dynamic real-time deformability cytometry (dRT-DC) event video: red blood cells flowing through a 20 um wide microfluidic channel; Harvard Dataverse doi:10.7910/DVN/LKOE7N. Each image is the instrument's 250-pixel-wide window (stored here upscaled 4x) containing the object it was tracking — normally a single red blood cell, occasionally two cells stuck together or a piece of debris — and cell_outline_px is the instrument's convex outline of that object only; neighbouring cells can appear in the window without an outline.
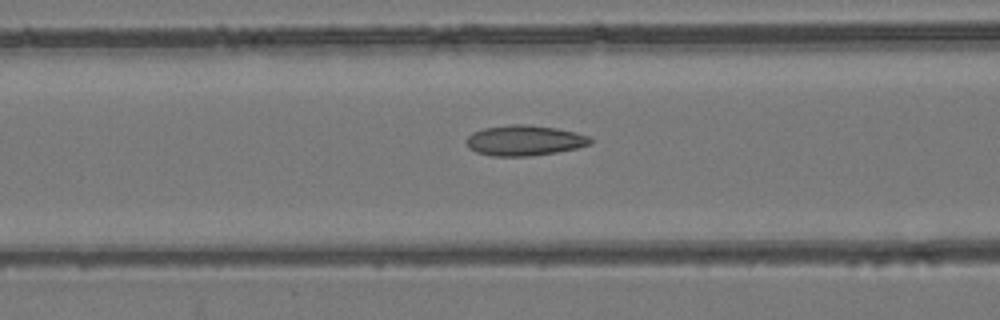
{"species": "common noctule bat (a hibernating species)", "species_latin": "Nyctalus noctula", "temperature_condition": "room temperature", "stored_images_in_passage": 30, "camera_frame_rate_fps": 3000, "um_per_image_px": 0.085, "animal": {"sex": "female", "body_mass_g": 24.6, "forearm_length_mm": 56.2}, "frame": {"image": 1, "passage_image": 6, "time_ms": 1.667, "image_size_px": [1000, 320], "cell_outline_px": [[592, 144], [576, 148], [556, 152], [528, 156], [492, 156], [476, 152], [468, 148], [464, 140], [472, 132], [484, 128], [512, 124], [524, 124], [556, 128], [576, 132], [588, 136], [592, 140]], "centroid_in_image_um": [44.55, 11.94], "position_along_channel_um": 122.1, "area_um2": 22.02}}
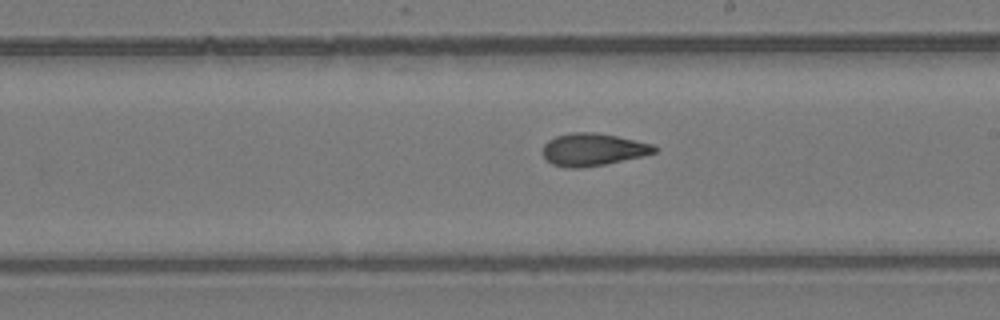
{"frame": {"image": 2, "passage_image": 15, "time_ms": 4.667, "image_size_px": [1000, 320], "cell_outline_px": [[660, 148], [656, 152], [640, 156], [604, 164], [580, 168], [568, 168], [552, 164], [544, 156], [544, 144], [548, 140], [556, 136], [572, 132], [592, 132], [616, 136], [652, 144]], "centroid_in_image_um": [50.39, 12.71], "position_along_channel_um": 238.6, "area_um2": 20.81}}
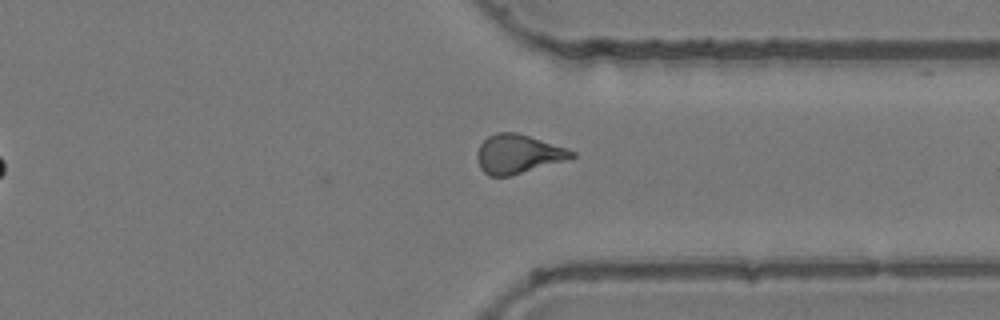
{"frame": {"image": 3, "passage_image": 25, "time_ms": 8.0, "image_size_px": [1000, 320], "cell_outline_px": [[576, 156], [564, 160], [512, 176], [488, 176], [480, 168], [476, 156], [476, 152], [480, 144], [488, 136], [496, 132], [516, 132], [568, 148], [576, 152]], "centroid_in_image_um": [44.01, 13.09], "position_along_channel_um": 367.4, "area_um2": 21.5}, "authors_computed_cell_mechanics": {"area_um2": 20.9525, "velocity_mm_per_s": 3.877, "shape_relaxation_time_tau1_ms": null, "shape_relaxation_time_tau2_ms": 1.986, "deformation_change_tau1": null, "deformation_change_tau2": 0.0755}}